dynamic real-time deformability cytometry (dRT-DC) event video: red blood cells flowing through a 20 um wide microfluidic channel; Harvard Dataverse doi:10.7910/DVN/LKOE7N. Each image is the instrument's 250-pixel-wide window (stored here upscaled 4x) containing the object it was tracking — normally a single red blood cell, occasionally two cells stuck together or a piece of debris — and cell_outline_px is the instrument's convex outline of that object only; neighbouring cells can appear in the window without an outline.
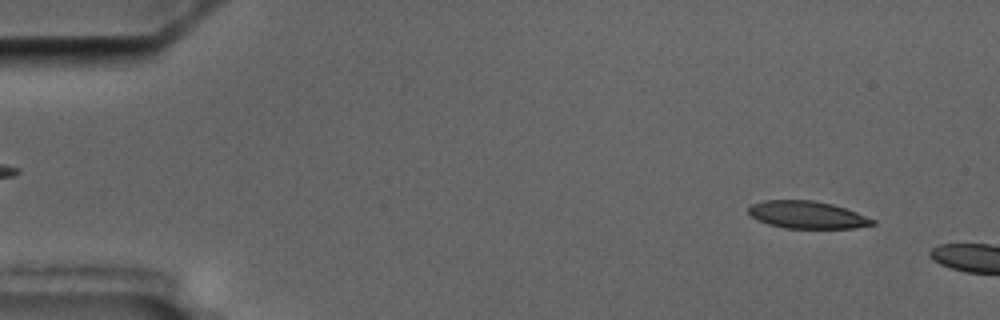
{"species": "common noctule bat (a hibernating species)", "species_latin": "Nyctalus noctula", "temperature_condition": "cold", "stored_images_in_passage": 5, "camera_frame_rate_fps": 3000, "um_per_image_px": 0.085, "animal": {"sex": "male", "body_mass_g": 17.5, "forearm_length_mm": 52.3}, "frame": {"image": 1, "passage_image": 1, "time_ms": 0.0, "image_size_px": [1000, 320], "cell_outline_px": [[876, 224], [856, 228], [784, 228], [768, 224], [756, 220], [748, 212], [748, 208], [752, 204], [764, 200], [812, 200], [832, 204], [856, 212], [876, 220]], "centroid_in_image_um": [68.61, 18.26], "position_along_channel_um": 16.4, "area_um2": 19.83}}